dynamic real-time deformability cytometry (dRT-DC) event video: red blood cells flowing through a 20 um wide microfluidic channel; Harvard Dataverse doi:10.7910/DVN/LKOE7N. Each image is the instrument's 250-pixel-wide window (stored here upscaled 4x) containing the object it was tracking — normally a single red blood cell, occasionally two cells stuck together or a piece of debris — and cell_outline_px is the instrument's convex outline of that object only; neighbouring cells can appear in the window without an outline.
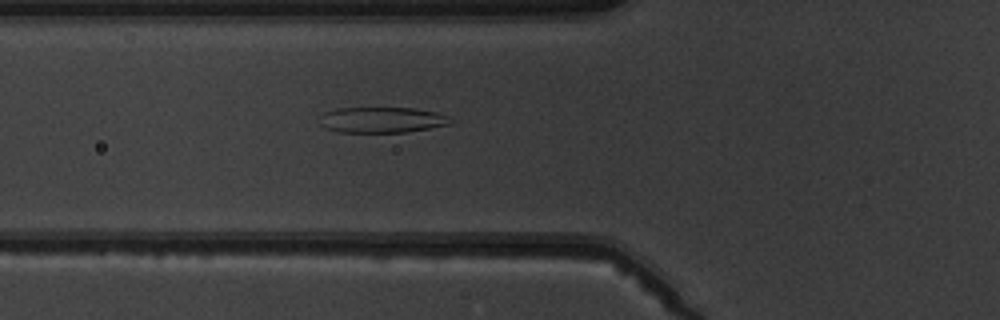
{"species": "common noctule bat (a hibernating species)", "species_latin": "Nyctalus noctula", "temperature_condition": "warm", "stored_images_in_passage": 6, "camera_frame_rate_fps": 3000, "um_per_image_px": 0.085, "animal": {"sex": "male", "body_mass_g": 19.5, "forearm_length_mm": 54.6}, "frame": {"image": 1, "passage_image": 6, "time_ms": 6.333, "image_size_px": [1000, 320], "cell_outline_px": [[452, 124], [408, 132], [340, 132], [324, 128], [320, 124], [324, 112], [336, 108], [412, 108], [436, 112], [448, 116]], "centroid_in_image_um": [32.47, 10.19], "position_along_channel_um": 93.3, "area_um2": 19.54}}